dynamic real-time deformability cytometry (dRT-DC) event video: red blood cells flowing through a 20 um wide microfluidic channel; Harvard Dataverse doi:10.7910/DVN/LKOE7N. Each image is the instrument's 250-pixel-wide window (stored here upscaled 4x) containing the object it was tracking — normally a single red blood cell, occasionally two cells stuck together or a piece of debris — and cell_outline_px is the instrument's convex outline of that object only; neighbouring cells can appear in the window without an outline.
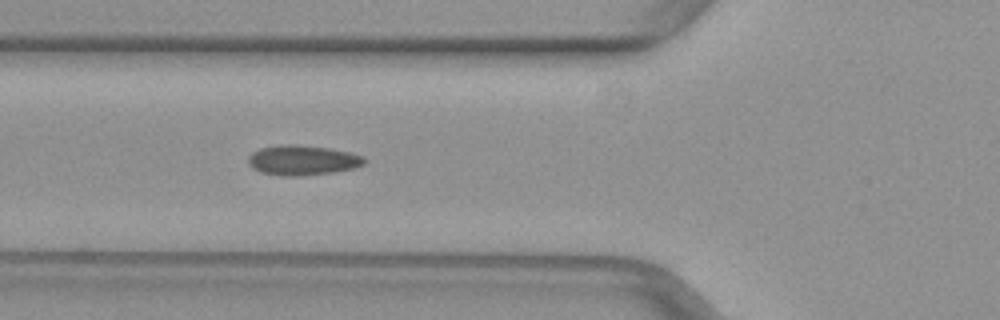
{"species": "common noctule bat (a hibernating species)", "species_latin": "Nyctalus noctula", "temperature_condition": "warm", "stored_images_in_passage": 37, "camera_frame_rate_fps": 3000, "um_per_image_px": 0.085, "animal": {"sex": "female", "body_mass_g": 29.2, "forearm_length_mm": 56.3}, "frame": {"image": 1, "passage_image": 6, "time_ms": 1.667, "image_size_px": [1000, 320], "cell_outline_px": [[368, 160], [364, 164], [352, 168], [332, 172], [296, 176], [284, 176], [260, 172], [252, 168], [248, 164], [248, 156], [252, 152], [260, 148], [280, 144], [296, 144], [328, 148], [348, 152], [364, 156]], "centroid_in_image_um": [25.68, 13.61], "position_along_channel_um": 100.1, "area_um2": 20.29}}
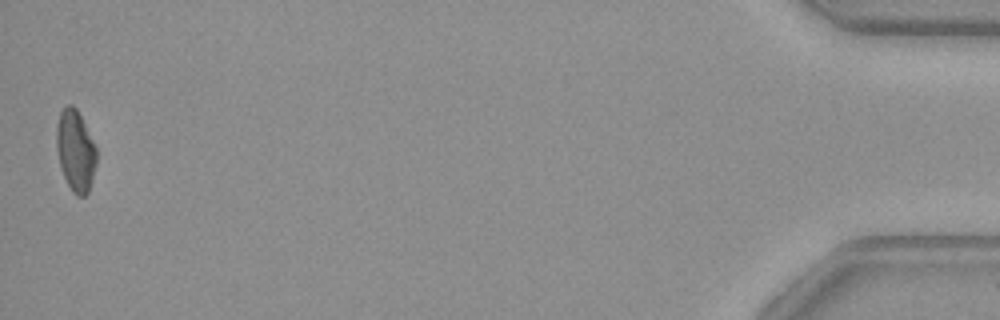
{"frame": {"image": 2, "passage_image": 37, "time_ms": 12.0, "image_size_px": [1000, 320], "cell_outline_px": [[96, 164], [92, 180], [88, 192], [84, 196], [76, 196], [72, 192], [64, 176], [60, 164], [56, 148], [56, 124], [60, 112], [68, 104], [72, 104], [76, 108], [96, 148]], "centroid_in_image_um": [6.4, 12.82], "position_along_channel_um": 428.8, "area_um2": 18.73}}